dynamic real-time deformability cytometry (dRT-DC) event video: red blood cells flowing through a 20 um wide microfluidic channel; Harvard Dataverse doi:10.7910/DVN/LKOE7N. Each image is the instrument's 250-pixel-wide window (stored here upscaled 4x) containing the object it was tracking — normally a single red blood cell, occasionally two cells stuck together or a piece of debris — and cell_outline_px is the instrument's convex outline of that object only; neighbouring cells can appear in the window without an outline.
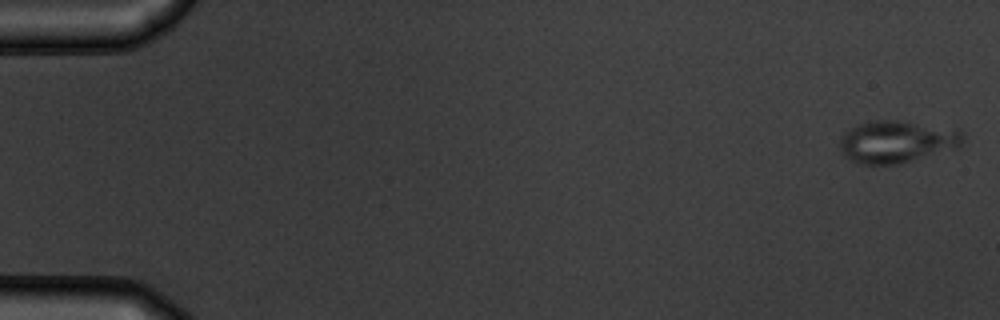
{"species": "common noctule bat (a hibernating species)", "species_latin": "Nyctalus noctula", "temperature_condition": "warm", "stored_images_in_passage": 53, "camera_frame_rate_fps": 3000, "um_per_image_px": 0.085, "animal": {"sex": "male", "body_mass_g": 19.5, "forearm_length_mm": 54.6}, "frame": {"image": 1, "passage_image": 1, "time_ms": 0.0, "image_size_px": [1000, 320], "cell_outline_px": [[964, 140], [960, 144], [952, 148], [900, 164], [860, 164], [844, 156], [840, 148], [840, 136], [844, 132], [860, 124], [872, 120], [900, 120], [964, 132]], "centroid_in_image_um": [76.15, 12.04], "position_along_channel_um": 8.9, "area_um2": 29.65}}
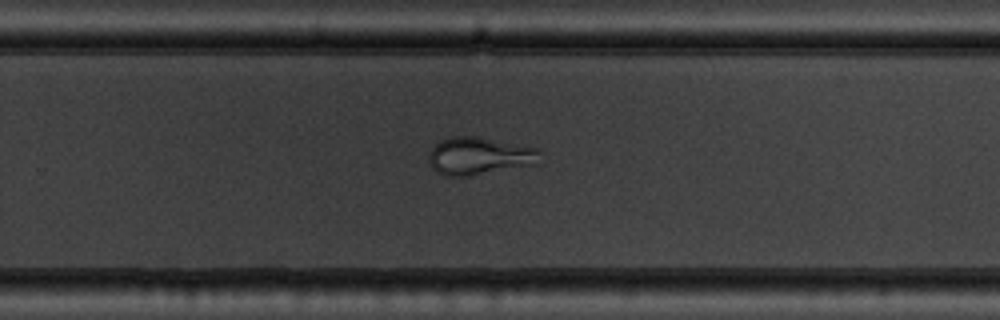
{"frame": {"image": 2, "passage_image": 35, "time_ms": 11.333, "image_size_px": [1000, 320], "cell_outline_px": [[540, 164], [464, 176], [444, 176], [436, 172], [428, 160], [428, 152], [440, 140], [452, 136], [480, 136], [540, 148]], "centroid_in_image_um": [40.77, 13.24], "position_along_channel_um": 289.0, "area_um2": 24.74}}
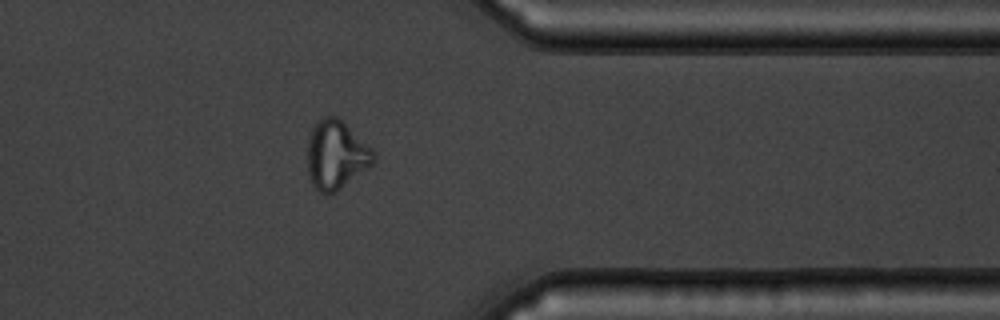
{"frame": {"image": 3, "passage_image": 43, "time_ms": 14.0, "image_size_px": [1000, 320], "cell_outline_px": [[376, 160], [372, 164], [336, 192], [328, 196], [320, 192], [312, 184], [308, 176], [308, 136], [316, 120], [324, 116], [336, 116], [372, 148], [376, 152]], "centroid_in_image_um": [28.55, 13.17], "position_along_channel_um": 382.8, "area_um2": 26.53}, "authors_computed_cell_mechanics": {"area_um2": 27.2238, "velocity_mm_per_s": 3.8154, "shape_relaxation_time_tau1_ms": 11.1769, "shape_relaxation_time_tau2_ms": 1.2842, "deformation_change_tau1": 0.2486, "deformation_change_tau2": 0.0529}}